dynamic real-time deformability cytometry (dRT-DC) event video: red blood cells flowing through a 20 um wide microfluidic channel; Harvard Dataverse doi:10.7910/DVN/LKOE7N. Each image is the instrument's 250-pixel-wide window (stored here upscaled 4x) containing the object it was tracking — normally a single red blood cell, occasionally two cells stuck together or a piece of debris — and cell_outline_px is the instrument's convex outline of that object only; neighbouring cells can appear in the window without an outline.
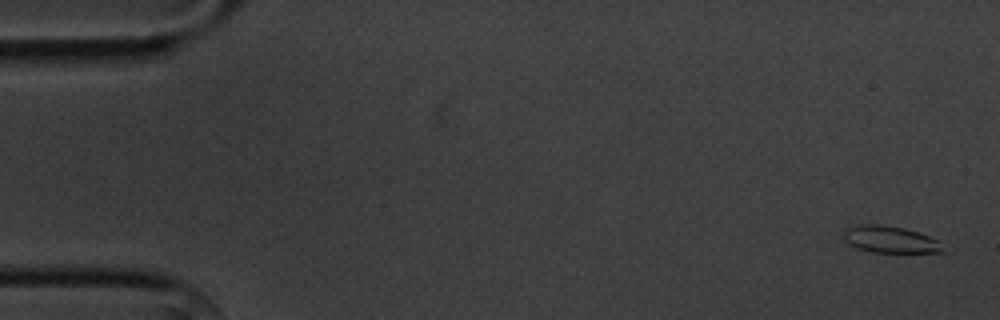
{"species": "common noctule bat (a hibernating species)", "species_latin": "Nyctalus noctula", "temperature_condition": "cold", "stored_images_in_passage": 4, "camera_frame_rate_fps": 3000, "um_per_image_px": 0.085, "animal": {"sex": "male", "body_mass_g": 20.1, "forearm_length_mm": 53.5}, "frame": {"image": 1, "passage_image": 1, "time_ms": 0.0, "image_size_px": [1000, 320], "cell_outline_px": [[944, 252], [872, 252], [856, 248], [848, 244], [844, 240], [844, 228], [860, 224], [876, 224], [904, 228], [928, 236], [936, 240]], "centroid_in_image_um": [75.56, 20.35], "position_along_channel_um": 9.4, "area_um2": 15.26}}